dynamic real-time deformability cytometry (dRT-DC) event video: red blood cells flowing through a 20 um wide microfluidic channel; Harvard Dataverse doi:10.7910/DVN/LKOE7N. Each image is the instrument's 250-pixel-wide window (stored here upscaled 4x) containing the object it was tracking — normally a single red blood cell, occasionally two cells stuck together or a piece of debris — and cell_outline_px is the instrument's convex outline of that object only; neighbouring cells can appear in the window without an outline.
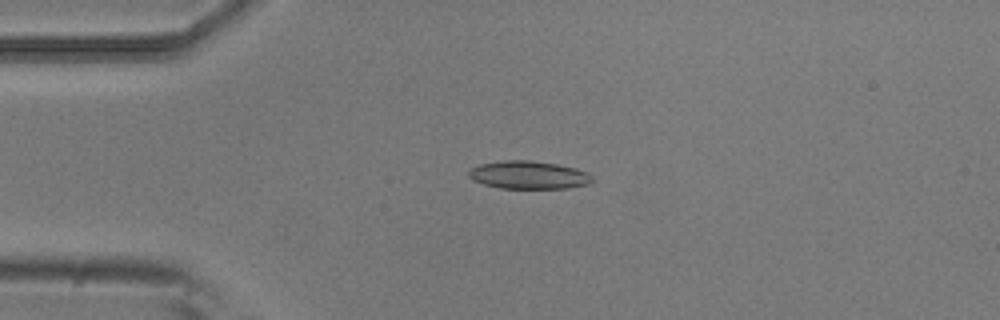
{"species": "common noctule bat (a hibernating species)", "species_latin": "Nyctalus noctula", "temperature_condition": "room temperature", "stored_images_in_passage": 5, "camera_frame_rate_fps": 3000, "um_per_image_px": 0.085, "animal": {"sex": "male", "body_mass_g": 20.5, "forearm_length_mm": 52.5}, "frame": {"image": 1, "passage_image": 4, "time_ms": 1.0, "image_size_px": [1000, 320], "cell_outline_px": [[592, 180], [588, 184], [568, 188], [500, 188], [484, 184], [472, 180], [468, 176], [468, 168], [480, 164], [504, 160], [528, 160], [556, 164], [576, 168], [588, 172], [592, 176]], "centroid_in_image_um": [44.9, 14.87], "position_along_channel_um": 40.1, "area_um2": 20.17}}